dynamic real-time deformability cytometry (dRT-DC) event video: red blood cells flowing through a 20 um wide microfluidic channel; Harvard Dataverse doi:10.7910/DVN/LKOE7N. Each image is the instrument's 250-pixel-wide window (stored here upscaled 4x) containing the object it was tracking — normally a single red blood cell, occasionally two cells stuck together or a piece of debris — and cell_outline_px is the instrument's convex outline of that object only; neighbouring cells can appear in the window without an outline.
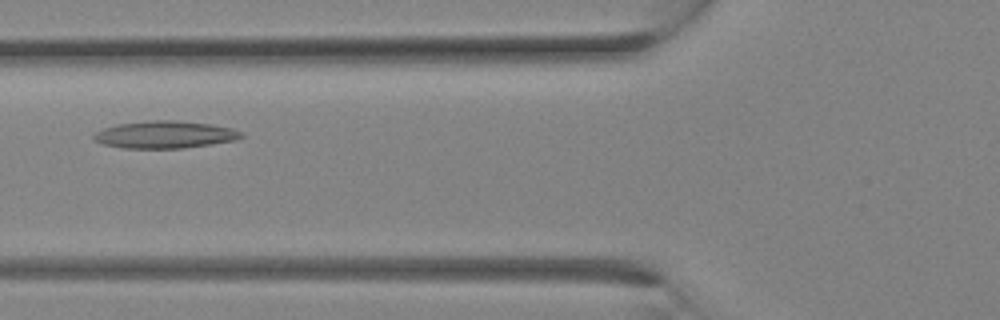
{"species": "Egyptian fruit bat (a non-hibernating species)", "species_latin": "Rousettus aegyptiacus", "temperature_condition": "room temperature", "stored_images_in_passage": 12, "camera_frame_rate_fps": 3000, "um_per_image_px": 0.085, "animal": {"sex": "female"}, "frame": {"image": 1, "passage_image": 9, "time_ms": 2.667, "image_size_px": [1000, 320], "cell_outline_px": [[244, 136], [236, 140], [184, 148], [120, 148], [104, 144], [96, 140], [92, 136], [96, 132], [104, 128], [116, 124], [152, 120], [172, 120], [212, 124], [232, 128], [240, 132]], "centroid_in_image_um": [14.01, 11.44], "position_along_channel_um": 111.8, "area_um2": 23.35}}
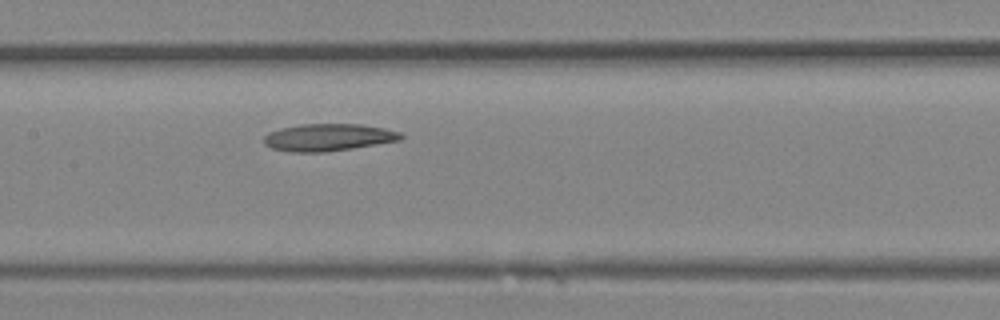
{"frame": {"image": 2, "passage_image": 12, "time_ms": 3.667, "image_size_px": [1000, 320], "cell_outline_px": [[404, 136], [400, 140], [352, 148], [324, 152], [288, 152], [272, 148], [264, 144], [264, 136], [268, 132], [280, 128], [300, 124], [360, 124], [384, 128], [400, 132]], "centroid_in_image_um": [27.87, 11.67], "position_along_channel_um": 179.5, "area_um2": 21.73}}